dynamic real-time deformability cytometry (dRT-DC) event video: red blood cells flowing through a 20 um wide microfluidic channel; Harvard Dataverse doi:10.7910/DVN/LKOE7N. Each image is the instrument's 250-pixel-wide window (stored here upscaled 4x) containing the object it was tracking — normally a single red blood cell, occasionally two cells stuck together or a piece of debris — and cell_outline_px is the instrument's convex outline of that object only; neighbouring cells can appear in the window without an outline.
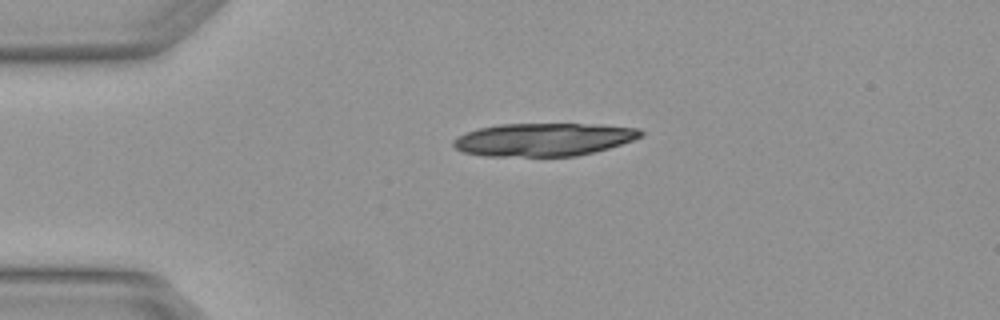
{"species": "Egyptian fruit bat (a non-hibernating species)", "species_latin": "Rousettus aegyptiacus", "temperature_condition": "warm", "stored_images_in_passage": 1, "camera_frame_rate_fps": 3000, "um_per_image_px": 0.085, "animal": {"sex": "female"}, "frame": {"image": 1, "passage_image": 1, "time_ms": 0.0, "image_size_px": [1000, 320], "cell_outline_px": [[644, 136], [608, 148], [576, 156], [484, 156], [464, 152], [456, 148], [452, 144], [452, 140], [468, 132], [480, 128], [500, 124], [600, 124], [640, 128], [644, 132]], "centroid_in_image_um": [46.25, 11.85], "position_along_channel_um": 38.8, "area_um2": 35.95}}